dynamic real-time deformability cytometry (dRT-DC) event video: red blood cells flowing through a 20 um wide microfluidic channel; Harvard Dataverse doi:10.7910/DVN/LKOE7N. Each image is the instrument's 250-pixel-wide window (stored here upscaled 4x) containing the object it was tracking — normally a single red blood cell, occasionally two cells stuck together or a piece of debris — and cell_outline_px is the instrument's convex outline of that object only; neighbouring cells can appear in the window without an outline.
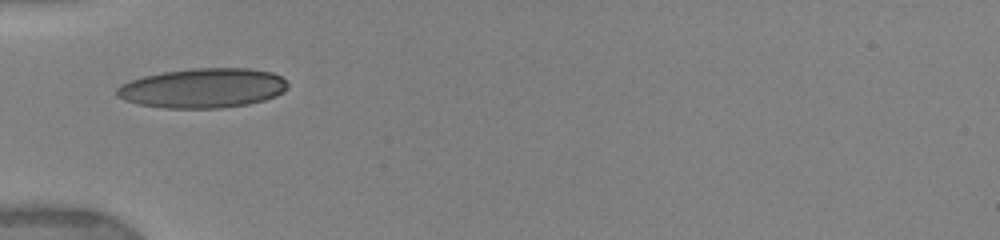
{"species": "human", "species_latin": "Homo sapiens", "temperature_condition": "warm", "stored_images_in_passage": 47, "camera_frame_rate_fps": 3000, "um_per_image_px": 0.085, "donor": {"sex": "female"}, "frame": {"image": 1, "passage_image": 1, "time_ms": 0.0, "image_size_px": [1000, 240], "cell_outline_px": [[288, 88], [284, 92], [276, 96], [264, 100], [248, 104], [220, 108], [164, 108], [136, 104], [124, 100], [116, 96], [116, 88], [120, 84], [144, 76], [164, 72], [196, 68], [248, 68], [272, 72], [280, 76], [288, 84]], "centroid_in_image_um": [17.24, 7.49], "position_along_channel_um": 67.8, "area_um2": 39.59}}
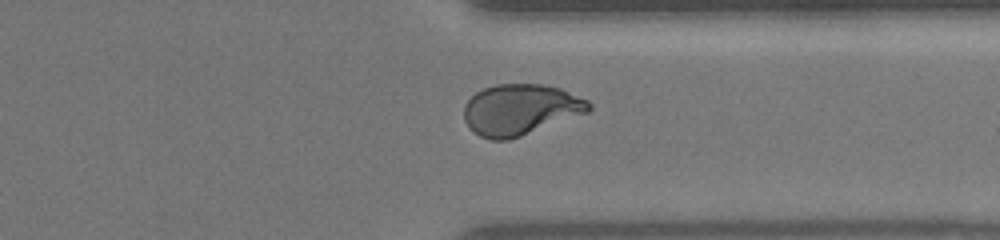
{"frame": {"image": 2, "passage_image": 37, "time_ms": 7.667, "image_size_px": [1000, 240], "cell_outline_px": [[592, 108], [588, 112], [520, 136], [508, 140], [492, 140], [480, 136], [468, 128], [464, 120], [464, 104], [476, 92], [484, 88], [496, 84], [540, 84], [560, 88], [588, 100], [592, 104]], "centroid_in_image_um": [44.21, 9.31], "position_along_channel_um": 367.2, "area_um2": 36.99}, "authors_computed_cell_mechanics": {"area_um2": 36.7608, "velocity_mm_per_s": 3.9181, "shape_relaxation_time_tau1_ms": 5.585, "shape_relaxation_time_tau2_ms": null, "deformation_change_tau1": 0.22, "deformation_change_tau2": null}}